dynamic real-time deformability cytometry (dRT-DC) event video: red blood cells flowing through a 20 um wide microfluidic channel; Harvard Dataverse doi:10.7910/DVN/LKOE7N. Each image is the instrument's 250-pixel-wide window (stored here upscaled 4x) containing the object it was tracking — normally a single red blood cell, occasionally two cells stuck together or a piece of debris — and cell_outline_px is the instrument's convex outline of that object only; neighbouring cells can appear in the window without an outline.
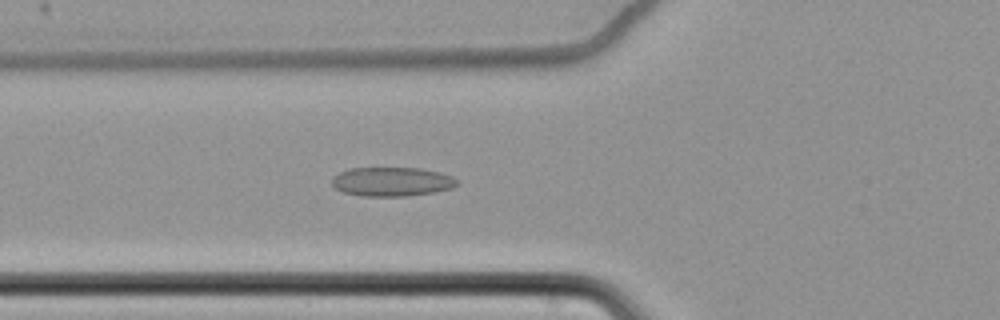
{"species": "common noctule bat (a hibernating species)", "species_latin": "Nyctalus noctula", "temperature_condition": "cold", "stored_images_in_passage": 57, "camera_frame_rate_fps": 3000, "um_per_image_px": 0.085, "animal": {"sex": "female", "body_mass_g": 22.7, "forearm_length_mm": 54.2}, "frame": {"image": 1, "passage_image": 20, "time_ms": 6.333, "image_size_px": [1000, 320], "cell_outline_px": [[456, 184], [452, 188], [436, 192], [404, 196], [360, 196], [344, 192], [336, 188], [332, 184], [332, 176], [348, 168], [420, 168], [440, 172], [452, 176], [456, 180]], "centroid_in_image_um": [33.29, 15.44], "position_along_channel_um": 92.5, "area_um2": 21.21}}
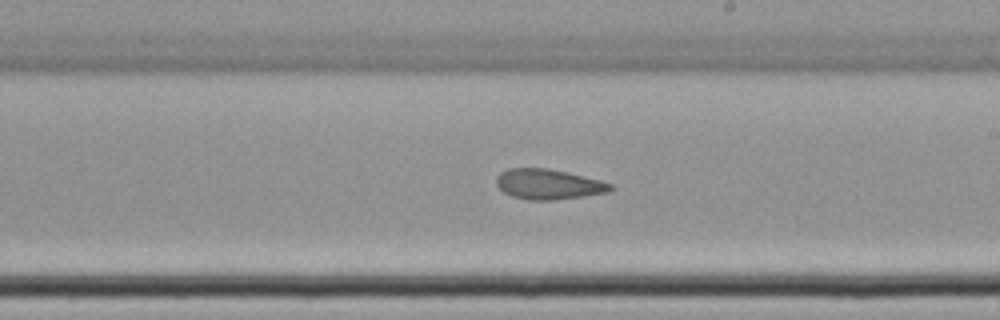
{"frame": {"image": 2, "passage_image": 33, "time_ms": 10.667, "image_size_px": [1000, 320], "cell_outline_px": [[612, 188], [608, 192], [584, 196], [552, 200], [528, 200], [512, 196], [504, 192], [496, 184], [496, 176], [500, 172], [508, 168], [548, 168], [568, 172], [600, 180], [612, 184]], "centroid_in_image_um": [46.59, 15.65], "position_along_channel_um": 242.4, "area_um2": 20.11}}
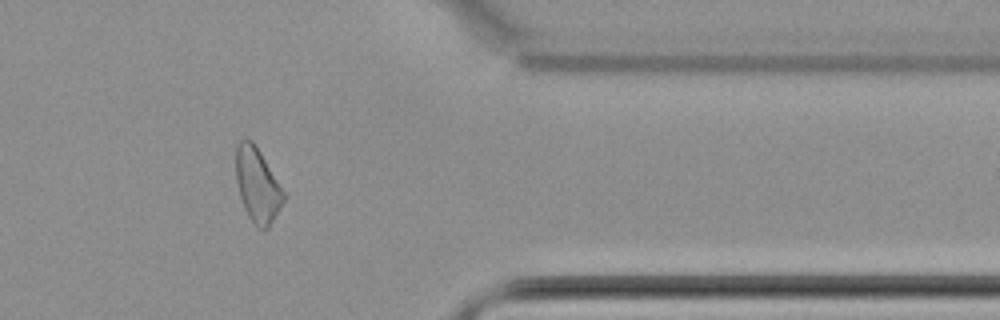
{"frame": {"image": 3, "passage_image": 47, "time_ms": 15.333, "image_size_px": [1000, 320], "cell_outline_px": [[288, 196], [268, 228], [264, 232], [252, 224], [244, 208], [240, 196], [236, 180], [236, 144], [240, 140], [252, 140], [260, 152]], "centroid_in_image_um": [21.9, 15.78], "position_along_channel_um": 389.5, "area_um2": 20.92}, "authors_computed_cell_mechanics": {"area_um2": 21.675, "velocity_mm_per_s": 3.4594, "shape_relaxation_time_tau1_ms": null, "shape_relaxation_time_tau2_ms": 3.4077, "deformation_change_tau1": null, "deformation_change_tau2": 0.0925}}